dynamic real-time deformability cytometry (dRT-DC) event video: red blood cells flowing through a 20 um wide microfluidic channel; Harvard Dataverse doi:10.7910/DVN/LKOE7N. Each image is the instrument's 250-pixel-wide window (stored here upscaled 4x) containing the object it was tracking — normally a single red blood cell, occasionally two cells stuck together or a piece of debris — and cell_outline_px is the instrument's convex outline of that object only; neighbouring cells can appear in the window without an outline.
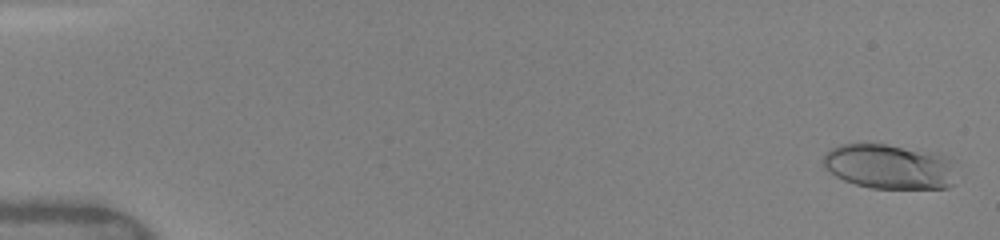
{"species": "human", "species_latin": "Homo sapiens", "temperature_condition": "warm", "stored_images_in_passage": 12, "camera_frame_rate_fps": 3000, "um_per_image_px": 0.085, "donor": {"sex": "female"}, "frame": {"image": 1, "passage_image": 1, "time_ms": 0.0, "image_size_px": [1000, 240], "cell_outline_px": [[956, 184], [948, 188], [872, 188], [856, 184], [844, 180], [828, 172], [824, 168], [820, 160], [832, 148], [840, 144], [884, 144], [936, 152], [948, 156], [956, 160]], "centroid_in_image_um": [75.69, 14.16], "position_along_channel_um": 9.3, "area_um2": 35.6}}
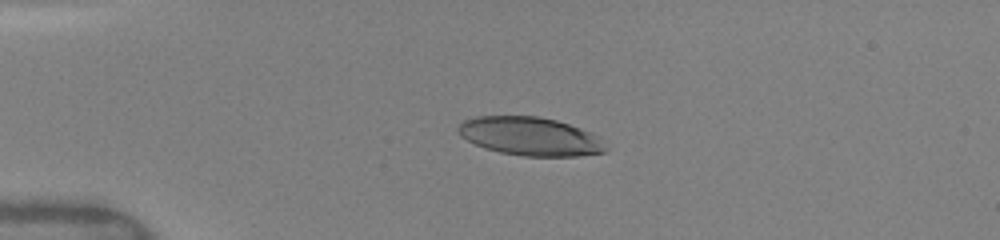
{"frame": {"image": 2, "passage_image": 7, "time_ms": 3.667, "image_size_px": [1000, 240], "cell_outline_px": [[608, 148], [604, 152], [580, 156], [524, 156], [500, 152], [484, 148], [460, 136], [456, 132], [456, 128], [464, 120], [476, 116], [536, 116], [556, 120], [592, 132]], "centroid_in_image_um": [45.04, 11.59], "position_along_channel_um": 40.0, "area_um2": 33.0}}
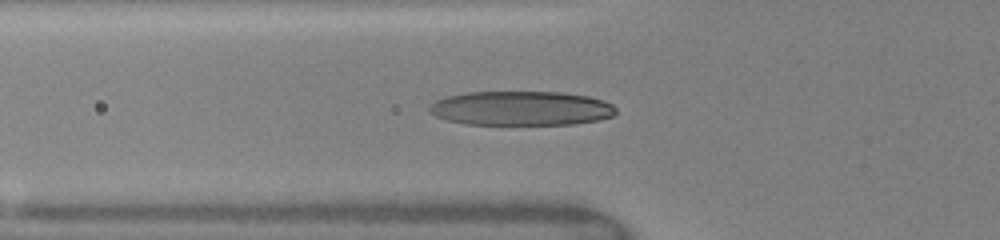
{"frame": {"image": 3, "passage_image": 11, "time_ms": 5.667, "image_size_px": [1000, 240], "cell_outline_px": [[616, 112], [612, 116], [600, 120], [576, 124], [468, 124], [448, 120], [436, 116], [428, 112], [428, 104], [436, 100], [448, 96], [468, 92], [560, 92], [588, 96], [604, 100], [612, 104], [616, 108]], "centroid_in_image_um": [44.3, 9.2], "position_along_channel_um": 81.5, "area_um2": 37.45}}